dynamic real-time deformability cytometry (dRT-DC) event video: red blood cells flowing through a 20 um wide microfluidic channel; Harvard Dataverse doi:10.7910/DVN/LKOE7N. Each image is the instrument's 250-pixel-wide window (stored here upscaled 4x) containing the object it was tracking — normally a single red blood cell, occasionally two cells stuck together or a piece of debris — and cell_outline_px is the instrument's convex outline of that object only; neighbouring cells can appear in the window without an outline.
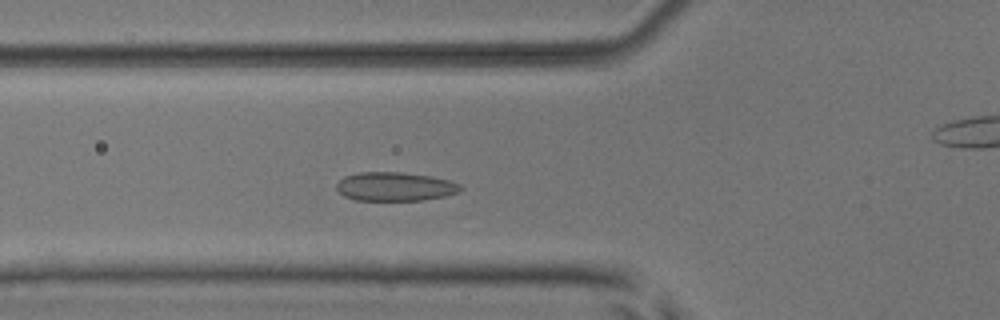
{"species": "common noctule bat (a hibernating species)", "species_latin": "Nyctalus noctula", "temperature_condition": "room temperature", "stored_images_in_passage": 48, "camera_frame_rate_fps": 3000, "um_per_image_px": 0.085, "animal": {"sex": "male", "body_mass_g": 17.9, "forearm_length_mm": 54.2}, "frame": {"image": 1, "passage_image": 14, "time_ms": 4.333, "image_size_px": [1000, 320], "cell_outline_px": [[464, 188], [460, 192], [444, 196], [424, 200], [356, 200], [344, 196], [336, 188], [336, 184], [344, 176], [360, 172], [400, 172], [432, 176], [448, 180], [460, 184]], "centroid_in_image_um": [33.6, 15.85], "position_along_channel_um": 92.2, "area_um2": 20.87}}
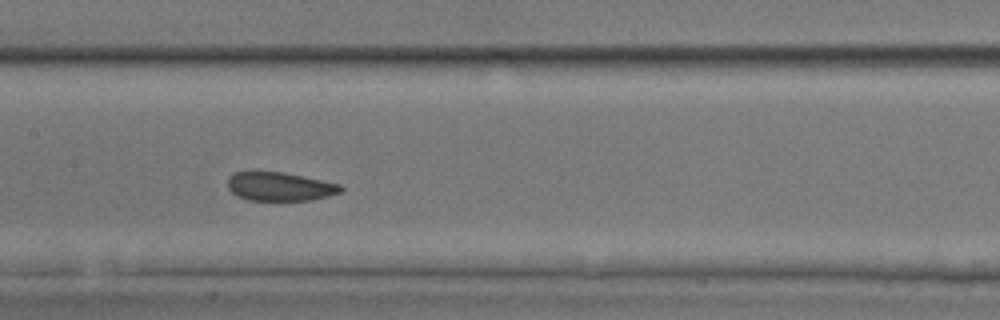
{"frame": {"image": 2, "passage_image": 21, "time_ms": 6.667, "image_size_px": [1000, 320], "cell_outline_px": [[344, 188], [340, 192], [328, 196], [312, 200], [248, 200], [236, 196], [228, 188], [228, 176], [236, 172], [284, 172], [340, 184]], "centroid_in_image_um": [23.77, 15.86], "position_along_channel_um": 183.6, "area_um2": 18.84}}
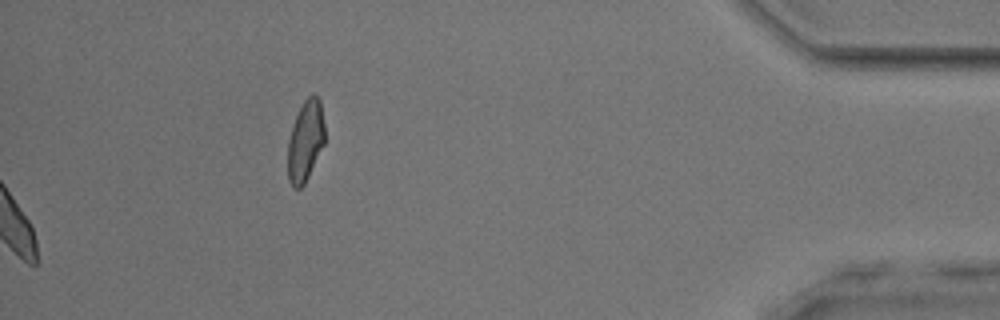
{"frame": {"image": 3, "passage_image": 48, "time_ms": 15.667, "image_size_px": [1000, 320], "cell_outline_px": [[324, 144], [304, 184], [300, 188], [292, 188], [288, 180], [288, 140], [296, 116], [304, 100], [312, 92], [320, 100], [324, 124]], "centroid_in_image_um": [25.95, 11.98], "position_along_channel_um": 409.2, "area_um2": 17.28}, "authors_computed_cell_mechanics": {"area_um2": 19.941, "velocity_mm_per_s": 3.925, "shape_relaxation_time_tau1_ms": null, "shape_relaxation_time_tau2_ms": 6.4587, "deformation_change_tau1": null, "deformation_change_tau2": 0.0958}}